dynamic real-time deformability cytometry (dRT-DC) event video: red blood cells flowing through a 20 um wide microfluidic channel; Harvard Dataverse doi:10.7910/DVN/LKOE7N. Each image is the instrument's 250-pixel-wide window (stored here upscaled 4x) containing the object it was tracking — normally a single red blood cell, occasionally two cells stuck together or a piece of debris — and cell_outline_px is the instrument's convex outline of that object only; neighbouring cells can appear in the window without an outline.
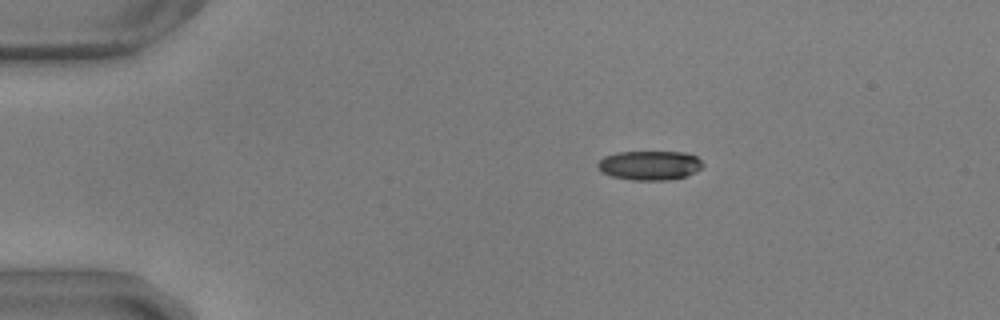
{"species": "common noctule bat (a hibernating species)", "species_latin": "Nyctalus noctula", "temperature_condition": "warm", "stored_images_in_passage": 46, "camera_frame_rate_fps": 3000, "um_per_image_px": 0.085, "animal": {"sex": "male", "body_mass_g": 17.9, "forearm_length_mm": 54.2}, "frame": {"image": 1, "passage_image": 1, "time_ms": 0.0, "image_size_px": [1000, 320], "cell_outline_px": [[704, 164], [696, 172], [688, 176], [668, 180], [632, 180], [612, 176], [600, 172], [596, 164], [604, 156], [616, 152], [688, 152], [696, 156]], "centroid_in_image_um": [55.22, 14.05], "position_along_channel_um": 29.8, "area_um2": 18.15}}
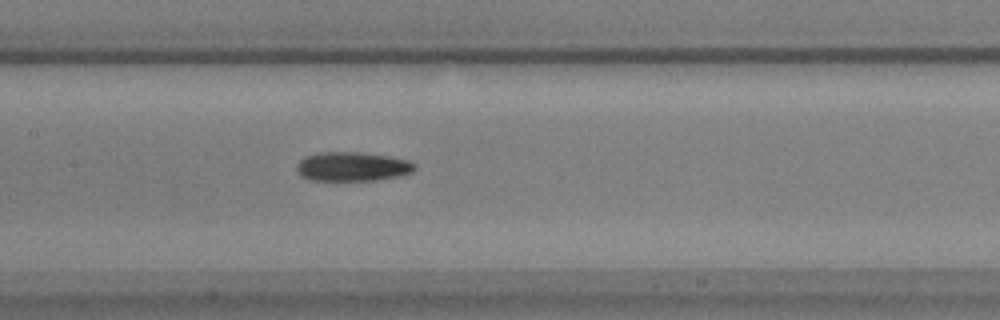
{"frame": {"image": 2, "passage_image": 18, "time_ms": 5.667, "image_size_px": [1000, 320], "cell_outline_px": [[416, 168], [412, 172], [400, 176], [376, 180], [308, 180], [300, 176], [296, 168], [296, 164], [304, 156], [316, 152], [356, 152], [388, 156], [408, 160], [416, 164]], "centroid_in_image_um": [29.92, 14.16], "position_along_channel_um": 177.5, "area_um2": 20.23}}
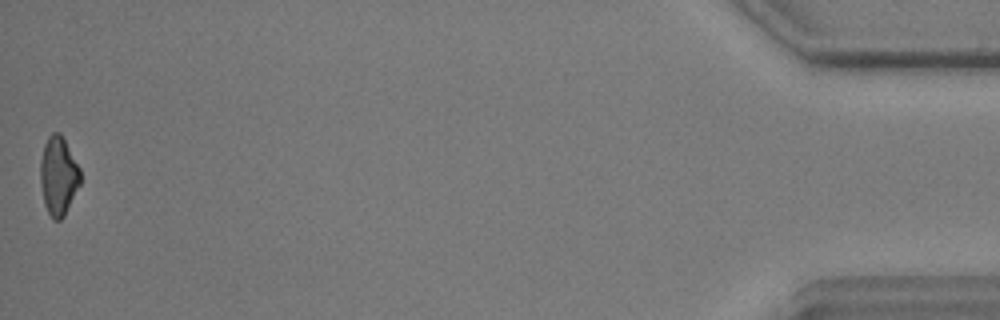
{"frame": {"image": 3, "passage_image": 46, "time_ms": 15.0, "image_size_px": [1000, 320], "cell_outline_px": [[80, 184], [64, 216], [60, 220], [52, 220], [44, 204], [40, 184], [40, 160], [44, 144], [48, 136], [52, 132], [60, 132], [80, 168]], "centroid_in_image_um": [4.95, 14.95], "position_along_channel_um": 430.3, "area_um2": 18.38}, "authors_computed_cell_mechanics": {"area_um2": 19.1607, "velocity_mm_per_s": 3.6705, "shape_relaxation_time_tau1_ms": 3.9756, "shape_relaxation_time_tau2_ms": 6.2382, "deformation_change_tau1": 0.1418, "deformation_change_tau2": 0.1656}}